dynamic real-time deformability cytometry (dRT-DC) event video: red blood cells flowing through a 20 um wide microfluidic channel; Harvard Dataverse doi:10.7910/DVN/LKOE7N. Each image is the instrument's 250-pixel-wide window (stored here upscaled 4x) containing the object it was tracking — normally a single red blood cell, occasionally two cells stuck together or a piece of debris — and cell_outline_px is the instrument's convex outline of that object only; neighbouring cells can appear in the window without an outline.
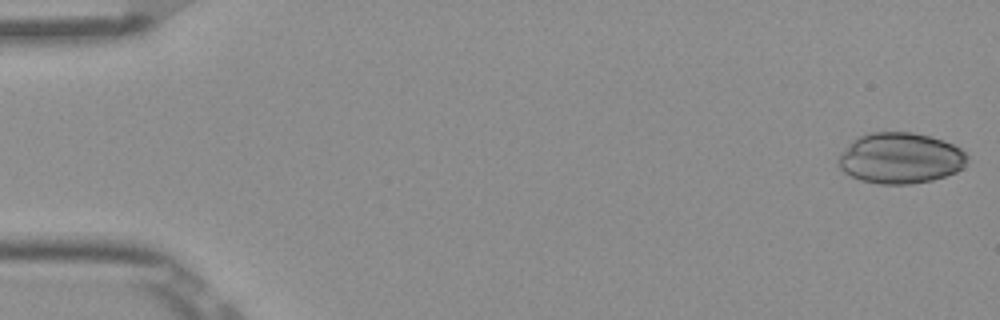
{"species": "Egyptian fruit bat (a non-hibernating species)", "species_latin": "Rousettus aegyptiacus", "temperature_condition": "room temperature", "stored_images_in_passage": 52, "camera_frame_rate_fps": 3000, "um_per_image_px": 0.085, "frame": {"image": 1, "passage_image": 1, "time_ms": 0.0, "image_size_px": [1000, 320], "cell_outline_px": [[968, 160], [964, 168], [956, 172], [932, 180], [912, 184], [880, 184], [860, 180], [844, 172], [836, 164], [840, 152], [852, 140], [860, 136], [872, 132], [912, 132], [944, 140], [960, 148], [968, 156]], "centroid_in_image_um": [76.52, 13.44], "position_along_channel_um": 8.5, "area_um2": 38.44}}
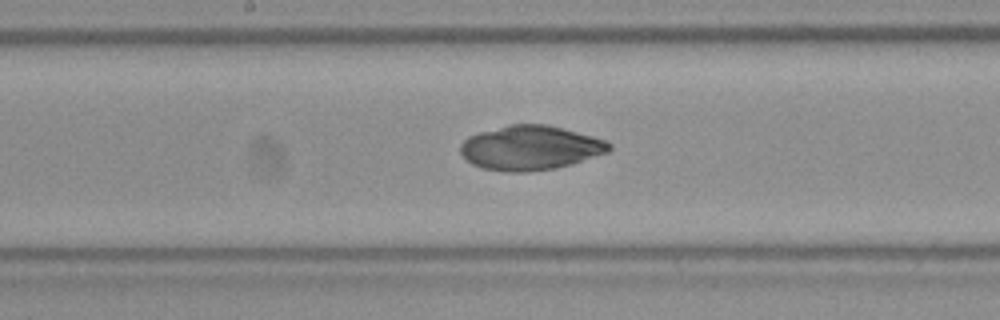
{"frame": {"image": 2, "passage_image": 27, "time_ms": 8.667, "image_size_px": [1000, 320], "cell_outline_px": [[612, 148], [608, 152], [572, 164], [552, 168], [528, 172], [508, 172], [480, 168], [464, 160], [460, 152], [460, 144], [468, 136], [480, 132], [508, 124], [548, 124], [592, 136], [604, 140], [612, 144]], "centroid_in_image_um": [45.04, 12.57], "position_along_channel_um": 203.2, "area_um2": 38.67}}
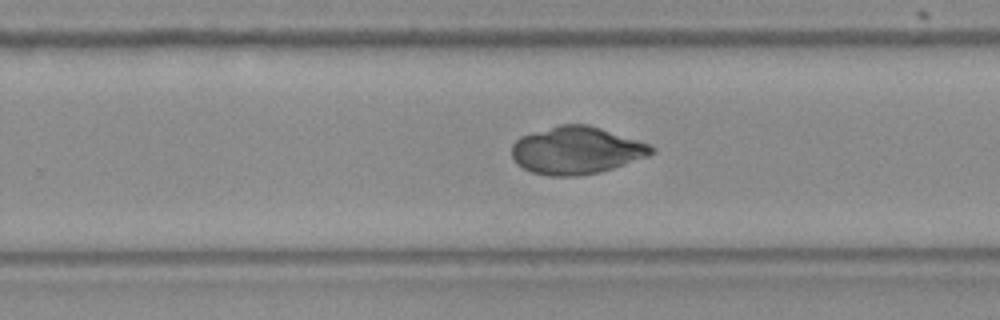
{"frame": {"image": 3, "passage_image": 33, "time_ms": 10.667, "image_size_px": [1000, 320], "cell_outline_px": [[656, 152], [648, 156], [600, 172], [576, 176], [548, 176], [532, 172], [516, 164], [512, 156], [512, 144], [520, 136], [560, 124], [588, 124], [652, 144], [656, 148]], "centroid_in_image_um": [49.01, 12.78], "position_along_channel_um": 280.8, "area_um2": 38.78}}